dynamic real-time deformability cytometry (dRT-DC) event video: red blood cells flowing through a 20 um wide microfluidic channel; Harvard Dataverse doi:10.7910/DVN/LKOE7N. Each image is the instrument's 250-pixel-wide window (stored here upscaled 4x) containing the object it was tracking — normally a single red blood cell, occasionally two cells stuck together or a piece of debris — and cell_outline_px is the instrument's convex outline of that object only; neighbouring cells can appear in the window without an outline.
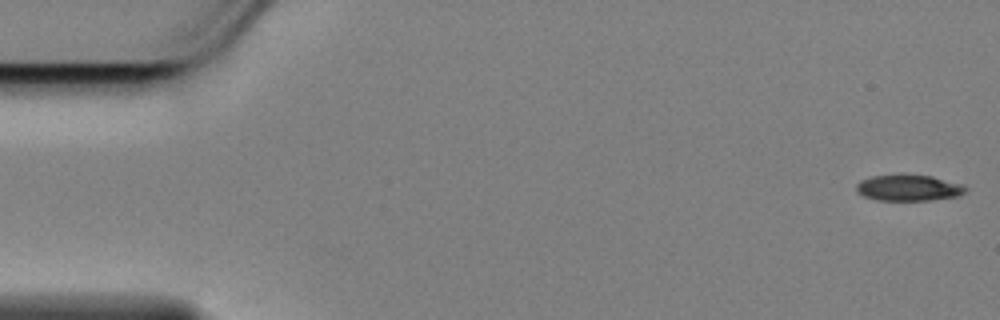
{"species": "Egyptian fruit bat (a non-hibernating species)", "species_latin": "Rousettus aegyptiacus", "temperature_condition": "cold", "stored_images_in_passage": 57, "camera_frame_rate_fps": 3000, "um_per_image_px": 0.085, "animal": {"sex": "female"}, "frame": {"image": 1, "passage_image": 1, "time_ms": 0.0, "image_size_px": [1000, 320], "cell_outline_px": [[968, 188], [960, 196], [928, 200], [876, 200], [864, 196], [856, 192], [856, 184], [860, 180], [872, 176], [904, 172], [932, 176], [964, 184]], "centroid_in_image_um": [77.22, 15.93], "position_along_channel_um": 7.8, "area_um2": 17.28}}
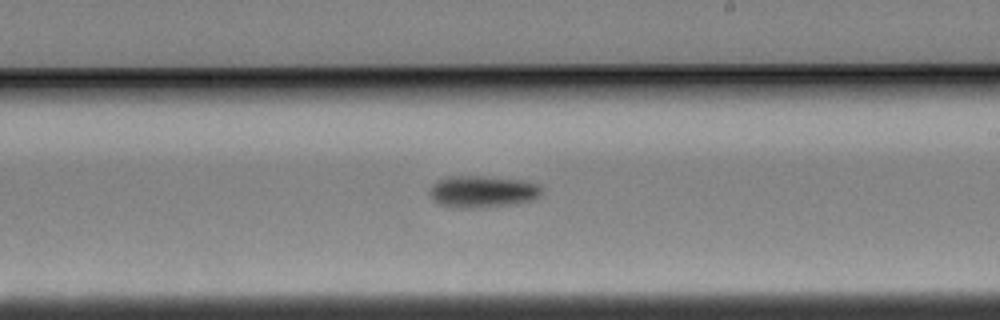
{"frame": {"image": 2, "passage_image": 33, "time_ms": 10.667, "image_size_px": [1000, 320], "cell_outline_px": [[540, 192], [532, 200], [516, 204], [480, 208], [448, 208], [436, 204], [432, 200], [428, 192], [428, 188], [432, 184], [444, 176], [480, 176], [520, 180], [536, 184], [540, 188]], "centroid_in_image_um": [40.87, 16.31], "position_along_channel_um": 248.1, "area_um2": 21.1}}
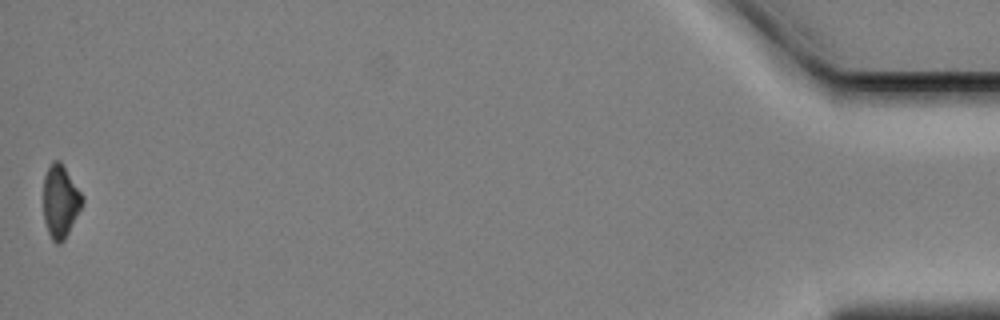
{"frame": {"image": 3, "passage_image": 57, "time_ms": 18.667, "image_size_px": [1000, 320], "cell_outline_px": [[84, 200], [64, 240], [60, 244], [56, 244], [52, 240], [48, 232], [44, 220], [44, 176], [52, 160], [60, 160], [84, 196]], "centroid_in_image_um": [5.13, 17.1], "position_along_channel_um": 430.1, "area_um2": 16.36}, "authors_computed_cell_mechanics": {"area_um2": 18.3804, "velocity_mm_per_s": 3.4664, "shape_relaxation_time_tau1_ms": 3.7939, "shape_relaxation_time_tau2_ms": null, "deformation_change_tau1": 0.1264, "deformation_change_tau2": null}}